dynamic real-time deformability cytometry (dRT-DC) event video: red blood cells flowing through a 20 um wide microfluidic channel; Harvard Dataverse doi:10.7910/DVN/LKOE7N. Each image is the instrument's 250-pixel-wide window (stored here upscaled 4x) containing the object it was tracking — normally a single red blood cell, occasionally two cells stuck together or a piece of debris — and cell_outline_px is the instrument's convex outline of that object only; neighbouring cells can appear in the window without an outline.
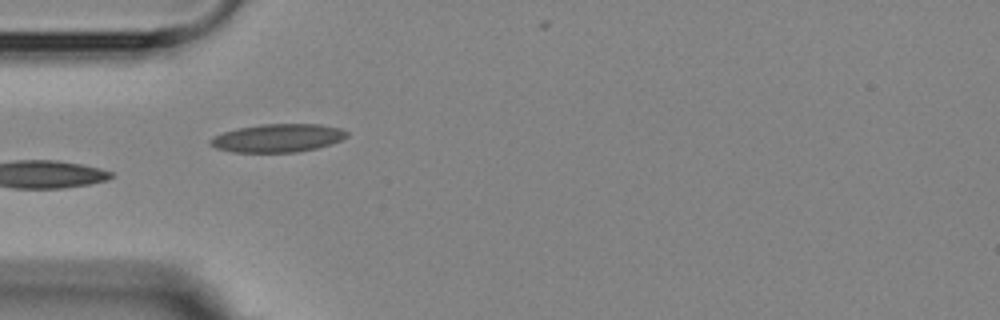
{"species": "Egyptian fruit bat (a non-hibernating species)", "species_latin": "Rousettus aegyptiacus", "temperature_condition": "room temperature", "stored_images_in_passage": 5, "camera_frame_rate_fps": 3000, "um_per_image_px": 0.085, "animal": {"sex": "female"}, "frame": {"image": 1, "passage_image": 4, "time_ms": 3.333, "image_size_px": [1000, 320], "cell_outline_px": [[348, 136], [332, 144], [316, 148], [296, 152], [232, 152], [216, 148], [208, 144], [208, 140], [212, 136], [224, 132], [240, 128], [260, 124], [320, 124], [340, 128], [348, 132]], "centroid_in_image_um": [23.59, 11.73], "position_along_channel_um": 61.4, "area_um2": 22.48}}
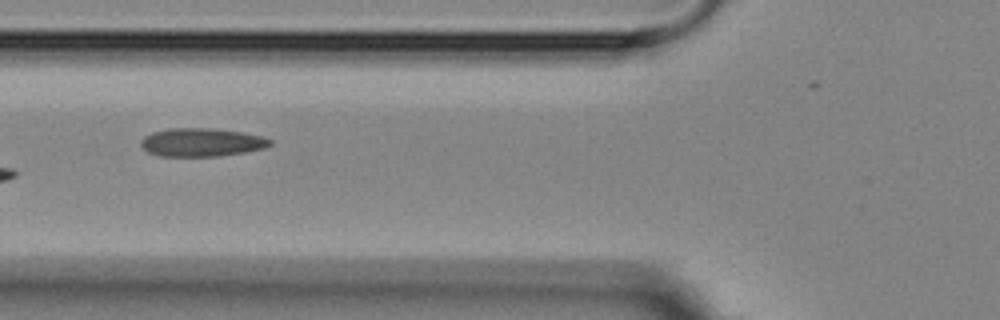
{"frame": {"image": 2, "passage_image": 5, "time_ms": 4.667, "image_size_px": [1000, 320], "cell_outline_px": [[272, 144], [264, 148], [244, 152], [220, 156], [160, 156], [148, 152], [140, 144], [140, 140], [144, 136], [152, 132], [168, 128], [212, 128], [240, 132], [260, 136], [272, 140]], "centroid_in_image_um": [17.1, 12.09], "position_along_channel_um": 108.7, "area_um2": 21.27}}